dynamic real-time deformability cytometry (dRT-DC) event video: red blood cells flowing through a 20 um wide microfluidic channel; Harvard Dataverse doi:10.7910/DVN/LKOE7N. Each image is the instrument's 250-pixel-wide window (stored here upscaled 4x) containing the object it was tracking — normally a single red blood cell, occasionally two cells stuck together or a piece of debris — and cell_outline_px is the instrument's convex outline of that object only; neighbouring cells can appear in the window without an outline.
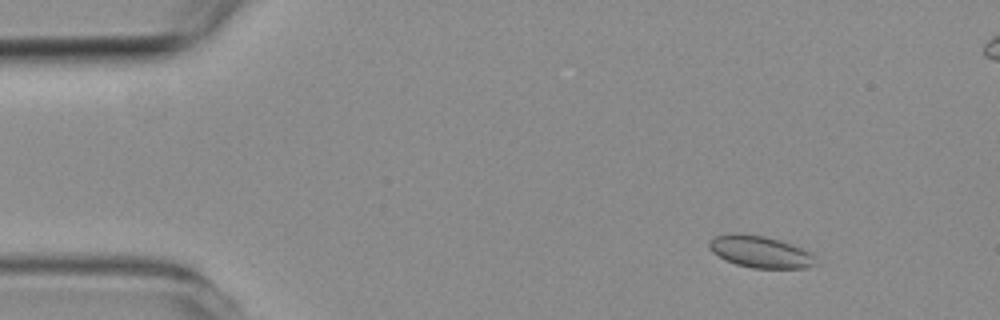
{"species": "common noctule bat (a hibernating species)", "species_latin": "Nyctalus noctula", "temperature_condition": "room temperature", "stored_images_in_passage": 4, "camera_frame_rate_fps": 3000, "um_per_image_px": 0.085, "animal": {"sex": "female", "body_mass_g": 19.3, "forearm_length_mm": 54.1}, "frame": {"image": 1, "passage_image": 2, "time_ms": 1.0, "image_size_px": [1000, 320], "cell_outline_px": [[816, 264], [804, 268], [752, 268], [736, 264], [724, 260], [712, 252], [708, 244], [716, 236], [736, 232], [740, 232], [764, 236], [780, 240], [792, 244], [816, 256]], "centroid_in_image_um": [64.61, 21.4], "position_along_channel_um": 20.4, "area_um2": 19.77}}